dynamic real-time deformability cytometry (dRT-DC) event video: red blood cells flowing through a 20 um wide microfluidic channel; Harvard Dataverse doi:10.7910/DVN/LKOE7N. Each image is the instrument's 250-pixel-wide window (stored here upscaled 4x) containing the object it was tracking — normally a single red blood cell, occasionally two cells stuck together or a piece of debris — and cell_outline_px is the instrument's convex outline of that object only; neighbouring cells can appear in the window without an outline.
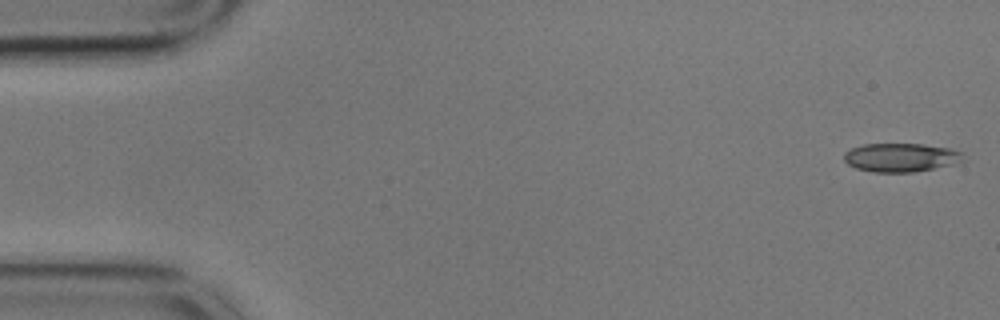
{"species": "common noctule bat (a hibernating species)", "species_latin": "Nyctalus noctula", "temperature_condition": "cold", "stored_images_in_passage": 55, "camera_frame_rate_fps": 3000, "um_per_image_px": 0.085, "animal": {"sex": "male", "body_mass_g": 17.9}, "frame": {"image": 1, "passage_image": 1, "time_ms": 0.0, "image_size_px": [1000, 320], "cell_outline_px": [[964, 152], [960, 160], [948, 164], [932, 168], [912, 172], [872, 172], [856, 168], [848, 164], [844, 160], [844, 152], [852, 148], [864, 144], [924, 144], [952, 148]], "centroid_in_image_um": [76.52, 13.37], "position_along_channel_um": 8.5, "area_um2": 19.65}}
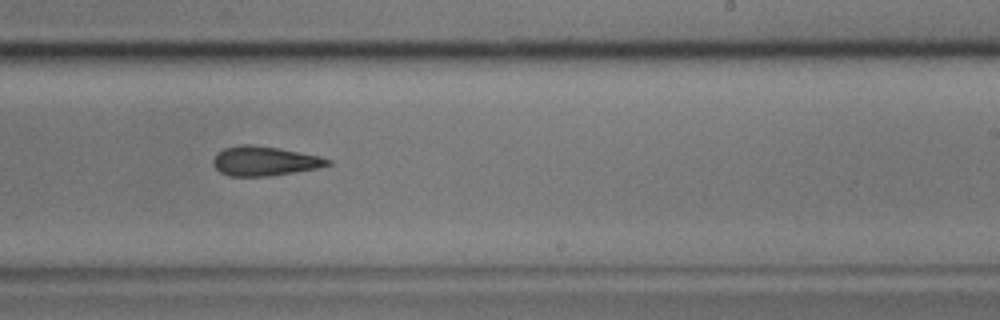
{"frame": {"image": 2, "passage_image": 33, "time_ms": 10.667, "image_size_px": [1000, 320], "cell_outline_px": [[332, 164], [320, 168], [268, 176], [228, 176], [220, 172], [212, 164], [212, 160], [216, 152], [224, 148], [240, 144], [252, 144], [276, 148], [320, 156], [332, 160]], "centroid_in_image_um": [22.46, 13.69], "position_along_channel_um": 266.5, "area_um2": 19.77}}
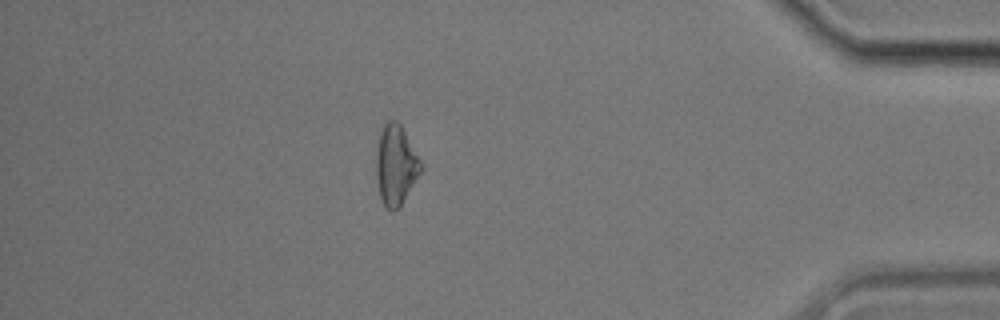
{"frame": {"image": 3, "passage_image": 48, "time_ms": 15.667, "image_size_px": [1000, 320], "cell_outline_px": [[424, 164], [420, 172], [400, 204], [392, 212], [380, 200], [376, 176], [376, 152], [380, 128], [388, 120], [396, 120], [400, 124]], "centroid_in_image_um": [33.62, 13.97], "position_along_channel_um": 401.6, "area_um2": 20.69}, "authors_computed_cell_mechanics": {"area_um2": 20.519, "velocity_mm_per_s": 3.5462, "shape_relaxation_time_tau1_ms": 9.719, "shape_relaxation_time_tau2_ms": null, "deformation_change_tau1": 0.1403, "deformation_change_tau2": null}}